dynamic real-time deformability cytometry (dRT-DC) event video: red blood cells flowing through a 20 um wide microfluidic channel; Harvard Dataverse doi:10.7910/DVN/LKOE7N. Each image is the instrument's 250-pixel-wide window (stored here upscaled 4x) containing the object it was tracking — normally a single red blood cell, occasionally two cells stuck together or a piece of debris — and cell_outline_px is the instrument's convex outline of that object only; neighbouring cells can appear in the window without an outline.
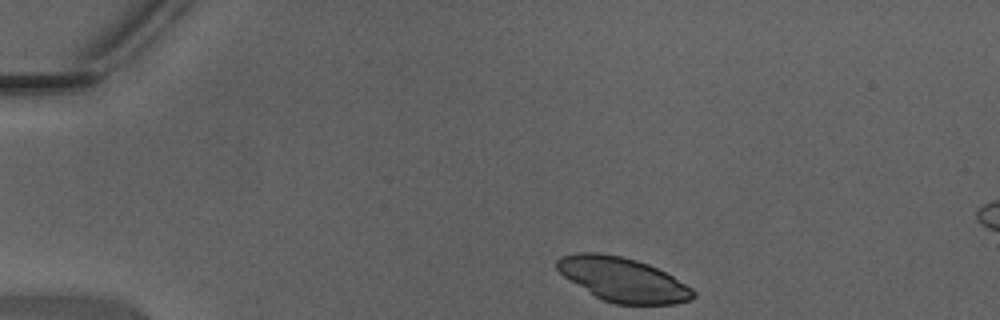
{"species": "Egyptian fruit bat (a non-hibernating species)", "species_latin": "Rousettus aegyptiacus", "temperature_condition": "warm", "stored_images_in_passage": 40, "camera_frame_rate_fps": 3000, "um_per_image_px": 0.085, "animal": {"sex": "male"}, "frame": {"image": 1, "passage_image": 1, "time_ms": 0.0, "image_size_px": [1000, 320], "cell_outline_px": [[696, 296], [692, 300], [672, 304], [616, 304], [604, 300], [596, 296], [564, 276], [556, 268], [556, 260], [560, 256], [576, 252], [600, 252], [620, 256], [636, 260], [648, 264], [672, 276], [692, 288], [696, 292]], "centroid_in_image_um": [52.95, 23.75], "position_along_channel_um": 32.1, "area_um2": 34.8}}